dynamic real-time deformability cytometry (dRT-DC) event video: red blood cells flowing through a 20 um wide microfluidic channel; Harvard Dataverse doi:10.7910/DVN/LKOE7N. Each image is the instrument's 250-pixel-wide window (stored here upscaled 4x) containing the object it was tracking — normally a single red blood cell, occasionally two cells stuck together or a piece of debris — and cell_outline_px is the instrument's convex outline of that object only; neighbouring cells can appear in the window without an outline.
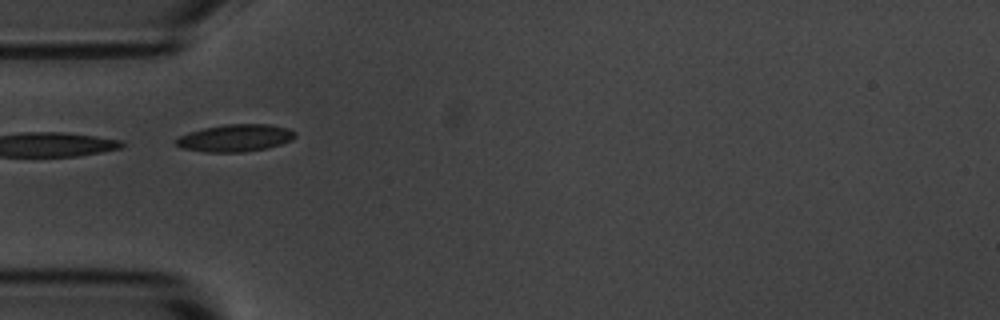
{"species": "common noctule bat (a hibernating species)", "species_latin": "Nyctalus noctula", "temperature_condition": "room temperature", "stored_images_in_passage": 8, "camera_frame_rate_fps": 3000, "um_per_image_px": 0.085, "animal": {"sex": "male", "body_mass_g": 20.1, "forearm_length_mm": 53.5}, "frame": {"image": 1, "passage_image": 5, "time_ms": 4.667, "image_size_px": [1000, 320], "cell_outline_px": [[296, 136], [292, 140], [268, 148], [244, 152], [204, 152], [180, 148], [176, 144], [176, 140], [180, 136], [188, 132], [204, 128], [224, 124], [268, 124], [288, 128], [296, 132]], "centroid_in_image_um": [20.01, 11.73], "position_along_channel_um": 65.0, "area_um2": 19.02}}
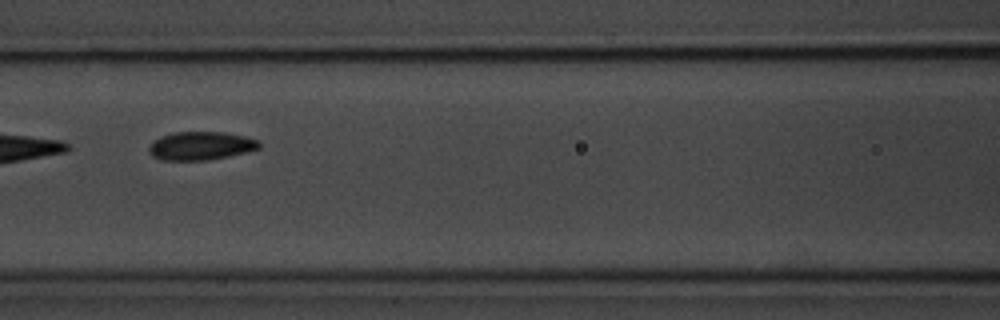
{"frame": {"image": 2, "passage_image": 7, "time_ms": 7.0, "image_size_px": [1000, 320], "cell_outline_px": [[260, 148], [228, 156], [208, 160], [160, 160], [152, 156], [148, 152], [148, 148], [160, 136], [172, 132], [224, 132], [244, 136], [260, 140]], "centroid_in_image_um": [17.06, 12.39], "position_along_channel_um": 149.5, "area_um2": 18.21}}
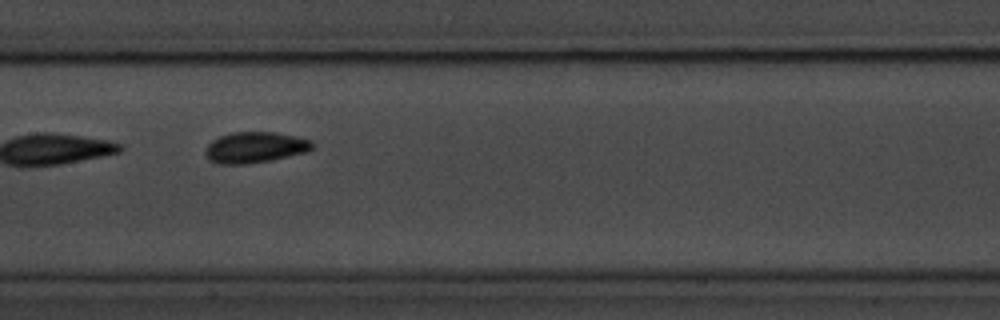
{"frame": {"image": 3, "passage_image": 8, "time_ms": 8.0, "image_size_px": [1000, 320], "cell_outline_px": [[316, 148], [308, 152], [272, 160], [244, 164], [216, 164], [208, 160], [204, 152], [204, 148], [212, 140], [220, 136], [232, 132], [276, 132], [296, 136], [312, 140], [316, 144]], "centroid_in_image_um": [21.71, 12.53], "position_along_channel_um": 185.7, "area_um2": 19.77}}